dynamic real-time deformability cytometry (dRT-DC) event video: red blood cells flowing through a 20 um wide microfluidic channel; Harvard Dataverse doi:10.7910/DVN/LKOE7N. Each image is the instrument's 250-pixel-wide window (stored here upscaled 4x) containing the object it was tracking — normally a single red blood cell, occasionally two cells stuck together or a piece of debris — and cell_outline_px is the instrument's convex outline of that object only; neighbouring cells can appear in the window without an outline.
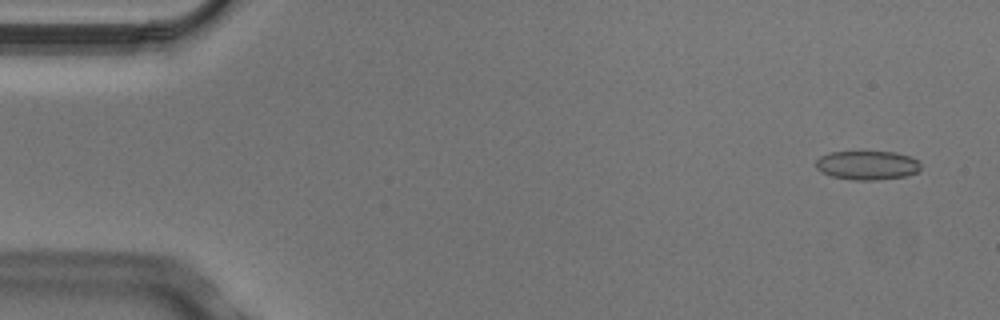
{"species": "Egyptian fruit bat (a non-hibernating species)", "species_latin": "Rousettus aegyptiacus", "temperature_condition": "cold", "stored_images_in_passage": 5, "camera_frame_rate_fps": 3000, "um_per_image_px": 0.085, "animal": {"sex": "male"}, "frame": {"image": 1, "passage_image": 1, "time_ms": 0.0, "image_size_px": [1000, 320], "cell_outline_px": [[920, 168], [916, 172], [908, 176], [876, 180], [852, 180], [832, 176], [820, 172], [816, 168], [816, 160], [820, 156], [828, 152], [896, 152], [912, 156], [920, 164]], "centroid_in_image_um": [73.7, 14.05], "position_along_channel_um": 11.3, "area_um2": 17.86}}